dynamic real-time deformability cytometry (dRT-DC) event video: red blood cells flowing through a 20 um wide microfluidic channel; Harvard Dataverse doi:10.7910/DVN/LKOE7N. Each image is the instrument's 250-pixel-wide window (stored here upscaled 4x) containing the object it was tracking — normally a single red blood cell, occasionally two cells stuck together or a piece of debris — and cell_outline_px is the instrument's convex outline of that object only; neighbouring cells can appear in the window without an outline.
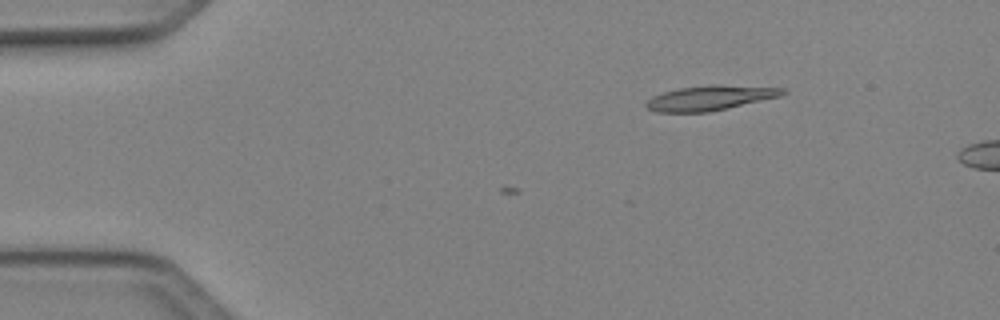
{"species": "Egyptian fruit bat (a non-hibernating species)", "species_latin": "Rousettus aegyptiacus", "temperature_condition": "cold", "stored_images_in_passage": 8, "camera_frame_rate_fps": 3000, "um_per_image_px": 0.085, "animal": {"sex": "female"}, "frame": {"image": 1, "passage_image": 8, "time_ms": 2.333, "image_size_px": [1000, 320], "cell_outline_px": [[788, 92], [780, 96], [708, 112], [656, 112], [648, 108], [644, 104], [652, 96], [664, 92], [680, 88], [708, 84], [720, 84], [784, 88]], "centroid_in_image_um": [60.35, 8.31], "position_along_channel_um": 24.6, "area_um2": 19.65}}